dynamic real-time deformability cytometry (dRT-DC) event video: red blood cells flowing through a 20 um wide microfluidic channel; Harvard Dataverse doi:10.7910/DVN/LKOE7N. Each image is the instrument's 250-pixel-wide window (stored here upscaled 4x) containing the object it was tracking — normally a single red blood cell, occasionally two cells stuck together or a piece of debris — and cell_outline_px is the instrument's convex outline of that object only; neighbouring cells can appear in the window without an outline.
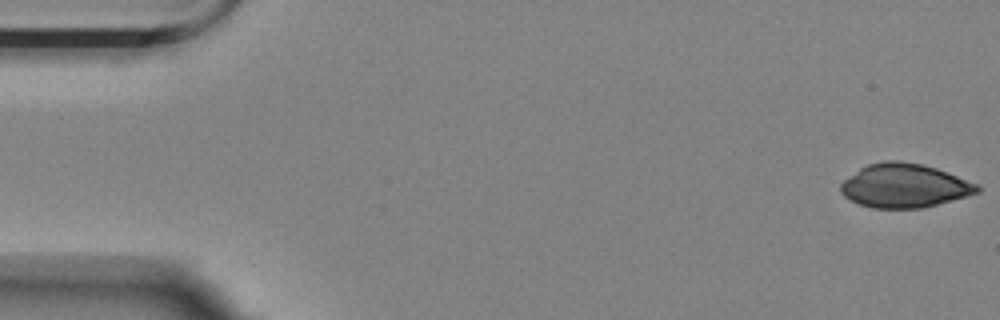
{"species": "Egyptian fruit bat (a non-hibernating species)", "species_latin": "Rousettus aegyptiacus", "temperature_condition": "room temperature", "stored_images_in_passage": 13, "camera_frame_rate_fps": 3000, "um_per_image_px": 0.085, "animal": {"sex": "female"}, "frame": {"image": 1, "passage_image": 1, "time_ms": 0.0, "image_size_px": [1000, 320], "cell_outline_px": [[980, 192], [936, 204], [920, 208], [872, 208], [860, 204], [844, 196], [840, 192], [840, 184], [844, 180], [860, 168], [868, 164], [884, 160], [900, 160], [920, 164], [936, 168], [948, 172], [976, 184], [980, 188]], "centroid_in_image_um": [76.84, 15.77], "position_along_channel_um": 8.2, "area_um2": 34.56}}